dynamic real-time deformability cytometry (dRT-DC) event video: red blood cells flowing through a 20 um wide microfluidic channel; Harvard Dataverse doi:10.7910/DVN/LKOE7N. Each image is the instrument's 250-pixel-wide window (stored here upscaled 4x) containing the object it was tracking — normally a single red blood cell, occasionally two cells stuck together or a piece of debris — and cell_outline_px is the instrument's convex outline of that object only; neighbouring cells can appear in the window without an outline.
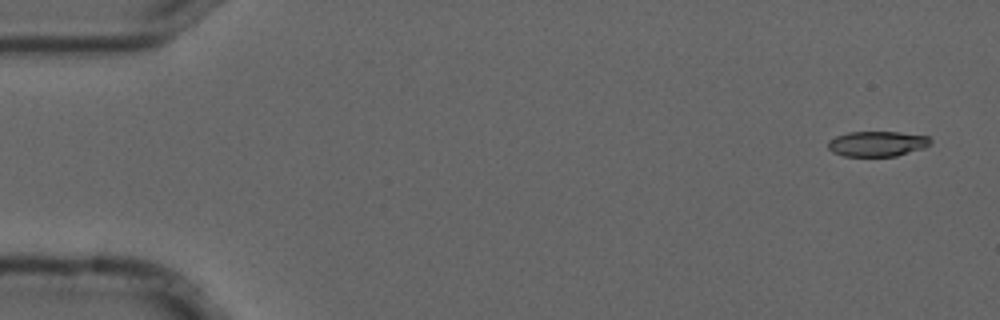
{"species": "common noctule bat (a hibernating species)", "species_latin": "Nyctalus noctula", "temperature_condition": "cold", "stored_images_in_passage": 4, "camera_frame_rate_fps": 3000, "um_per_image_px": 0.085, "animal": {"sex": "male", "forearm_length_mm": 52.5}, "frame": {"image": 1, "passage_image": 1, "time_ms": 0.0, "image_size_px": [1000, 320], "cell_outline_px": [[932, 140], [924, 148], [896, 156], [844, 156], [832, 152], [828, 148], [828, 140], [836, 136], [848, 132], [900, 132], [928, 136]], "centroid_in_image_um": [74.54, 12.22], "position_along_channel_um": 10.5, "area_um2": 15.09}}